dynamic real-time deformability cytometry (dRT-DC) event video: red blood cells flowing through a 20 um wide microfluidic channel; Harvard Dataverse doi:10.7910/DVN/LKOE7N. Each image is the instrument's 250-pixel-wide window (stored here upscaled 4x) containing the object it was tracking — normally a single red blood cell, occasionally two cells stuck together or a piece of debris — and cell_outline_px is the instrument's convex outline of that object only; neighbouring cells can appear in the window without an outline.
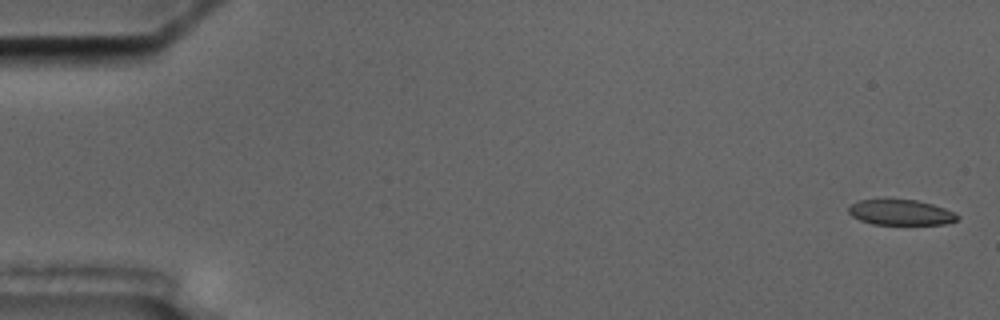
{"species": "common noctule bat (a hibernating species)", "species_latin": "Nyctalus noctula", "temperature_condition": "cold", "stored_images_in_passage": 5, "camera_frame_rate_fps": 3000, "um_per_image_px": 0.085, "animal": {"sex": "male", "body_mass_g": 17.5, "forearm_length_mm": 52.3}, "frame": {"image": 1, "passage_image": 1, "time_ms": 0.0, "image_size_px": [1000, 320], "cell_outline_px": [[960, 216], [956, 220], [944, 224], [872, 224], [860, 220], [852, 216], [848, 212], [848, 208], [856, 200], [884, 196], [888, 196], [916, 200], [932, 204], [944, 208]], "centroid_in_image_um": [76.47, 17.99], "position_along_channel_um": 8.5, "area_um2": 16.82}}
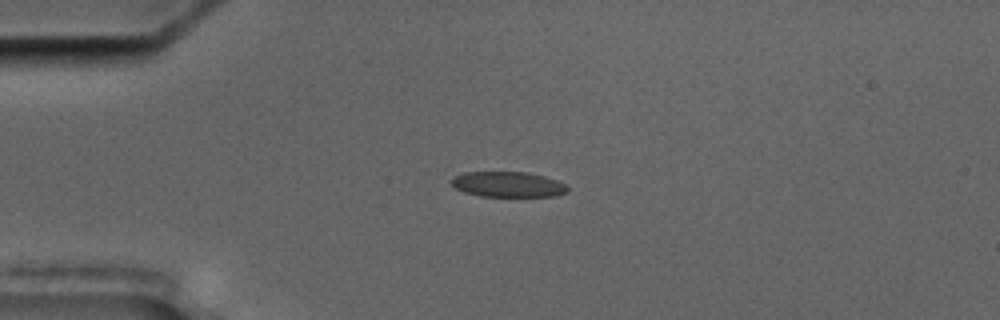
{"frame": {"image": 2, "passage_image": 5, "time_ms": 4.333, "image_size_px": [1000, 320], "cell_outline_px": [[568, 192], [556, 196], [480, 196], [464, 192], [456, 188], [452, 184], [452, 176], [464, 172], [528, 172], [544, 176], [556, 180], [564, 184], [568, 188]], "centroid_in_image_um": [43.17, 15.67], "position_along_channel_um": 41.8, "area_um2": 17.17}}